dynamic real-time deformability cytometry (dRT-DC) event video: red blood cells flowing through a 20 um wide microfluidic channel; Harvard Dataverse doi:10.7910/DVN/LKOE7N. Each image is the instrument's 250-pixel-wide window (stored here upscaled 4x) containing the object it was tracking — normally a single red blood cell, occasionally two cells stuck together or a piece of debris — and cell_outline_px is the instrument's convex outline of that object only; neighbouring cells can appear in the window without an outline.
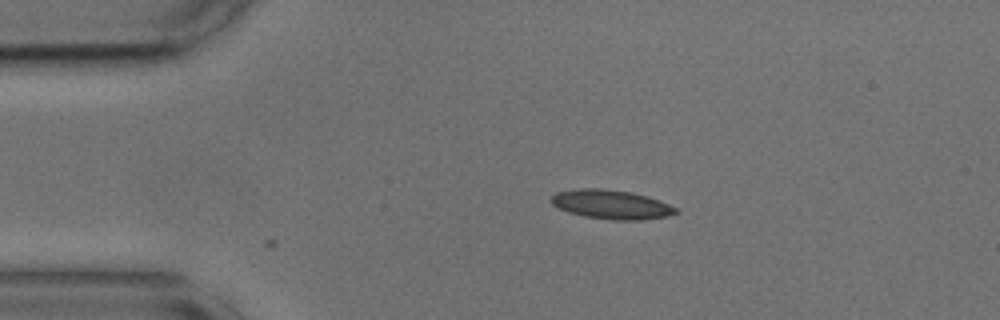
{"species": "common noctule bat (a hibernating species)", "species_latin": "Nyctalus noctula", "temperature_condition": "cold", "stored_images_in_passage": 2, "camera_frame_rate_fps": 3000, "um_per_image_px": 0.085, "animal": {"sex": "male", "body_mass_g": 17.9, "forearm_length_mm": 54.2}, "frame": {"image": 1, "passage_image": 2, "time_ms": 0.333, "image_size_px": [1000, 320], "cell_outline_px": [[680, 212], [668, 216], [640, 220], [612, 220], [584, 216], [568, 212], [552, 204], [548, 200], [556, 192], [580, 188], [604, 188], [632, 192], [648, 196], [660, 200], [676, 208]], "centroid_in_image_um": [51.96, 17.37], "position_along_channel_um": 33.0, "area_um2": 21.33}}